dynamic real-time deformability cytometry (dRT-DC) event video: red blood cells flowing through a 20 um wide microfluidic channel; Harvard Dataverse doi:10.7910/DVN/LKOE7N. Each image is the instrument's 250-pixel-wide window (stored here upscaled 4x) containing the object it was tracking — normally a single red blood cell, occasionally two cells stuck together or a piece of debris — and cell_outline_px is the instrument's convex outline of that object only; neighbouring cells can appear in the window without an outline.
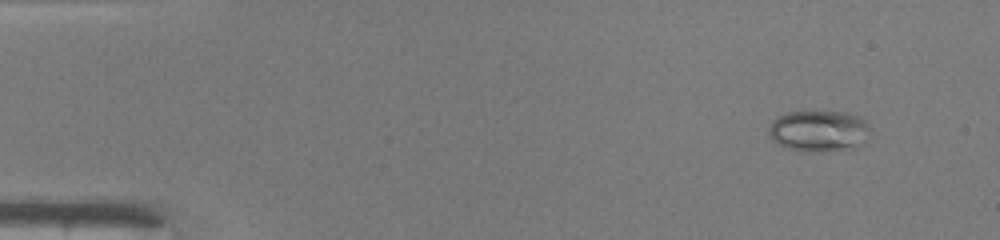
{"species": "common noctule bat (a hibernating species)", "species_latin": "Nyctalus noctula", "temperature_condition": "warm", "stored_images_in_passage": 48, "camera_frame_rate_fps": 3000, "um_per_image_px": 0.085, "animal": {"sex": "male", "body_mass_g": 19.0, "forearm_length_mm": 50.8}, "frame": {"image": 1, "passage_image": 4, "time_ms": 1.0, "image_size_px": [1000, 240], "cell_outline_px": [[868, 128], [860, 148], [848, 152], [800, 152], [788, 148], [780, 144], [768, 136], [768, 128], [772, 120], [788, 112], [848, 112], [860, 116], [868, 124]], "centroid_in_image_um": [69.62, 11.18], "position_along_channel_um": 15.4, "area_um2": 24.91}}
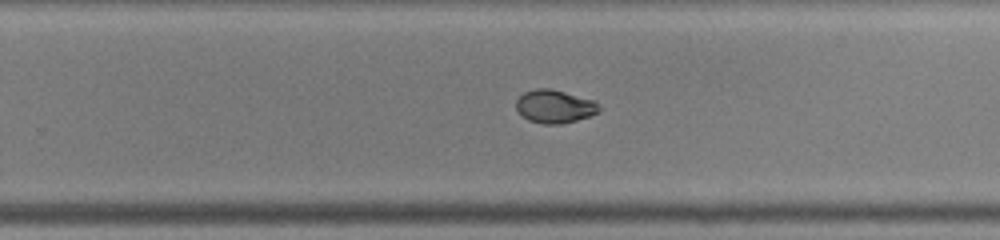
{"frame": {"image": 2, "passage_image": 31, "time_ms": 10.0, "image_size_px": [1000, 240], "cell_outline_px": [[604, 108], [600, 112], [576, 120], [560, 124], [544, 124], [528, 120], [516, 108], [516, 100], [524, 92], [536, 88], [552, 88], [596, 100]], "centroid_in_image_um": [47.21, 9.03], "position_along_channel_um": 282.6, "area_um2": 16.3}}
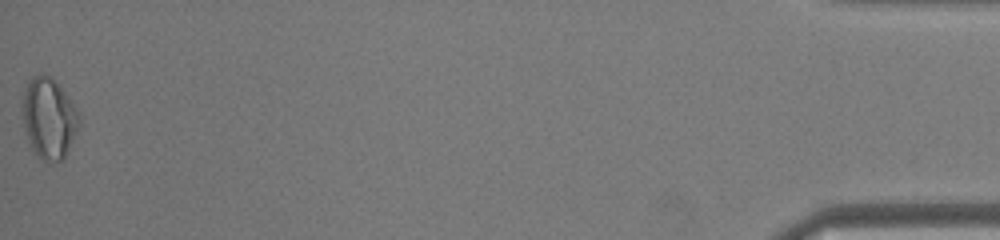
{"frame": {"image": 3, "passage_image": 48, "time_ms": 15.667, "image_size_px": [1000, 240], "cell_outline_px": [[80, 120], [68, 148], [64, 156], [60, 160], [44, 160], [36, 156], [28, 140], [24, 128], [24, 88], [28, 80], [32, 76], [44, 72], [64, 92], [80, 116]], "centroid_in_image_um": [4.12, 10.03], "position_along_channel_um": 431.1, "area_um2": 25.66}, "authors_computed_cell_mechanics": {"area_um2": 18.1781, "velocity_mm_per_s": 4.2512, "shape_relaxation_time_tau1_ms": null, "shape_relaxation_time_tau2_ms": 1.4966, "deformation_change_tau1": null, "deformation_change_tau2": 0.0343}}